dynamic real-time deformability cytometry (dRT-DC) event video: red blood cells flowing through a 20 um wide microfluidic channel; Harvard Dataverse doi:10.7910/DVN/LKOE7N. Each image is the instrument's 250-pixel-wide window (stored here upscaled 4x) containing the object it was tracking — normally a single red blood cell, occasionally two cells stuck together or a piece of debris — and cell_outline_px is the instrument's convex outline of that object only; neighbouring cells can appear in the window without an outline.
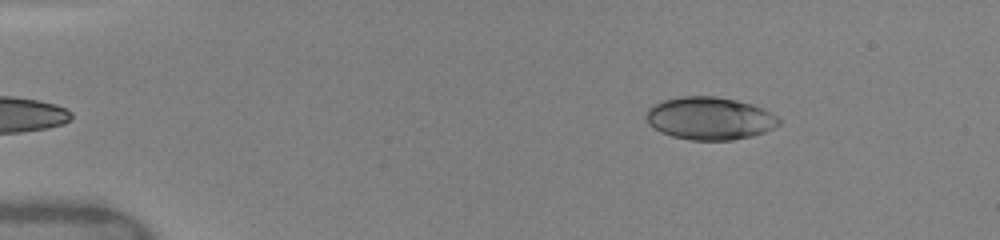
{"species": "human", "species_latin": "Homo sapiens", "temperature_condition": "warm", "stored_images_in_passage": 10, "camera_frame_rate_fps": 3000, "um_per_image_px": 0.085, "donor": {"sex": "female"}, "frame": {"image": 1, "passage_image": 1, "time_ms": 0.0, "image_size_px": [1000, 240], "cell_outline_px": [[780, 124], [764, 132], [752, 136], [732, 140], [692, 140], [672, 136], [660, 132], [648, 124], [644, 116], [648, 108], [652, 104], [664, 100], [680, 96], [716, 96], [736, 100], [752, 104], [764, 108], [776, 116], [780, 120]], "centroid_in_image_um": [60.29, 10.05], "position_along_channel_um": 24.7, "area_um2": 33.23}}
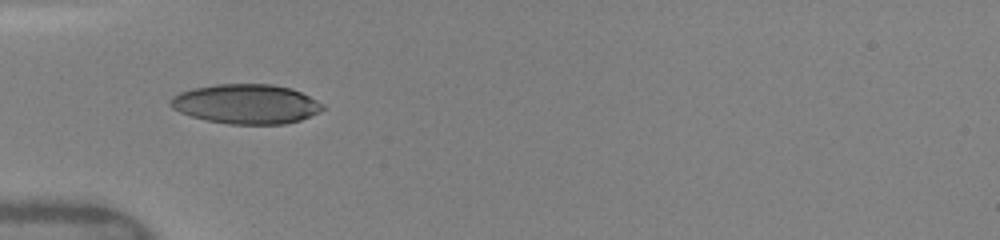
{"frame": {"image": 2, "passage_image": 8, "time_ms": 3.0, "image_size_px": [1000, 240], "cell_outline_px": [[324, 108], [320, 112], [300, 120], [284, 124], [228, 124], [208, 120], [192, 116], [180, 112], [172, 108], [172, 96], [180, 92], [196, 88], [216, 84], [272, 84], [292, 88], [324, 104]], "centroid_in_image_um": [20.96, 8.84], "position_along_channel_um": 64.0, "area_um2": 34.85}}
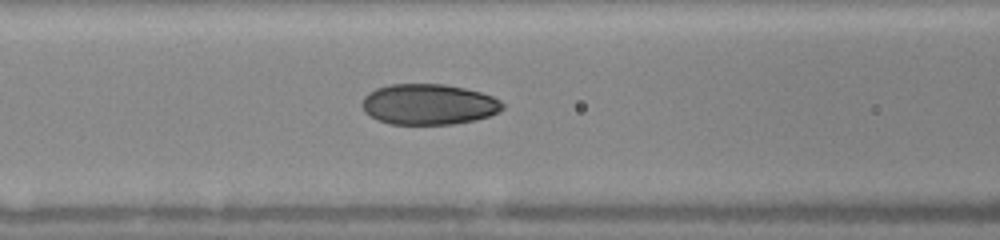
{"frame": {"image": 3, "passage_image": 10, "time_ms": 4.667, "image_size_px": [1000, 240], "cell_outline_px": [[504, 108], [500, 112], [488, 116], [472, 120], [452, 124], [392, 124], [380, 120], [364, 112], [360, 104], [364, 96], [368, 92], [376, 88], [388, 84], [444, 84], [464, 88], [480, 92], [492, 96], [500, 100], [504, 104]], "centroid_in_image_um": [36.42, 8.86], "position_along_channel_um": 130.2, "area_um2": 33.35}}